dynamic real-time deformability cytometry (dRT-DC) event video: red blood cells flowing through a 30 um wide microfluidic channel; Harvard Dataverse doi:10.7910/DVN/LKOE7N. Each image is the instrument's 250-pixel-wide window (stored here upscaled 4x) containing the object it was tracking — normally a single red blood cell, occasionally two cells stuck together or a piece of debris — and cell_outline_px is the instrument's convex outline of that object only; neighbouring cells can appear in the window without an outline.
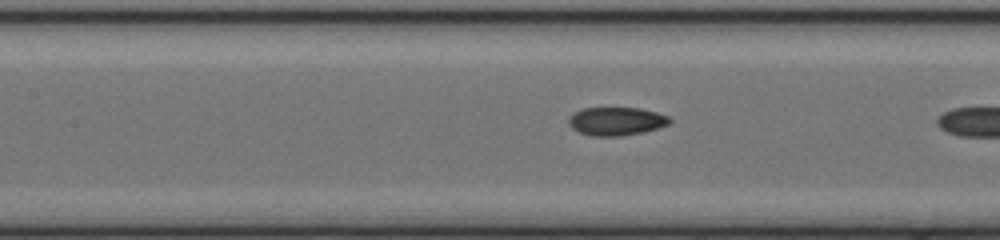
{"species": "common noctule bat (a hibernating species)", "species_latin": "Nyctalus noctula", "temperature_condition": "cold", "stored_images_in_passage": 14, "camera_frame_rate_fps": 3000, "um_per_image_px": 0.085, "animal": {"sex": "female", "body_mass_g": 17.0, "forearm_length_mm": 48.0}, "frame": {"image": 1, "passage_image": 12, "time_ms": 3.667, "image_size_px": [1000, 240], "cell_outline_px": [[672, 120], [668, 124], [644, 132], [620, 136], [592, 136], [580, 132], [572, 128], [568, 124], [568, 120], [576, 112], [584, 108], [640, 108], [656, 112], [668, 116]], "centroid_in_image_um": [52.4, 10.31], "position_along_channel_um": 155.0, "area_um2": 16.47}}